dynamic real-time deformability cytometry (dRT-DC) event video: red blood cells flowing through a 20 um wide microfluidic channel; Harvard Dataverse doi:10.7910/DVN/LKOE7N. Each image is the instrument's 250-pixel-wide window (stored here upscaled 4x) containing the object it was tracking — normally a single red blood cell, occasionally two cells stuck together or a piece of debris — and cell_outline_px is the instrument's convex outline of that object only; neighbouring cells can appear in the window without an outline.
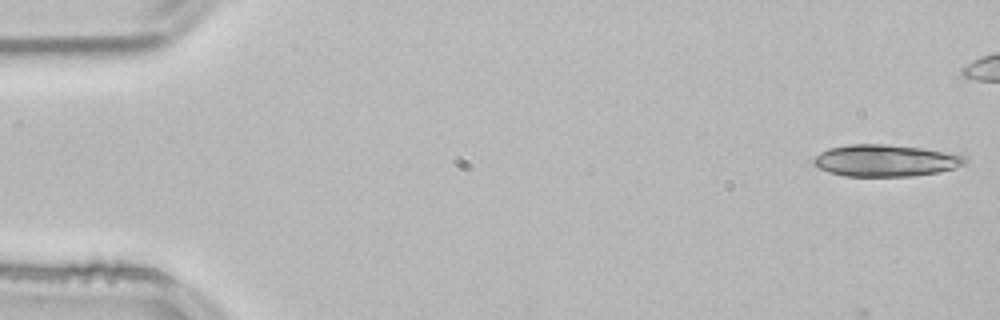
{"species": "common noctule bat (a hibernating species)", "species_latin": "Nyctalus noctula", "temperature_condition": "room temperature", "stored_images_in_passage": 15, "camera_frame_rate_fps": 3000, "um_per_image_px": 0.085, "animal": {"sex": "male", "body_mass_g": 21.5, "forearm_length_mm": 52.0}, "frame": {"image": 1, "passage_image": 1, "time_ms": 0.0, "image_size_px": [1000, 320], "cell_outline_px": [[968, 160], [964, 164], [940, 172], [912, 176], [844, 176], [828, 172], [812, 164], [812, 160], [820, 152], [828, 148], [848, 144], [884, 144], [924, 148], [964, 156]], "centroid_in_image_um": [75.22, 13.64], "position_along_channel_um": 9.8, "area_um2": 28.09}}